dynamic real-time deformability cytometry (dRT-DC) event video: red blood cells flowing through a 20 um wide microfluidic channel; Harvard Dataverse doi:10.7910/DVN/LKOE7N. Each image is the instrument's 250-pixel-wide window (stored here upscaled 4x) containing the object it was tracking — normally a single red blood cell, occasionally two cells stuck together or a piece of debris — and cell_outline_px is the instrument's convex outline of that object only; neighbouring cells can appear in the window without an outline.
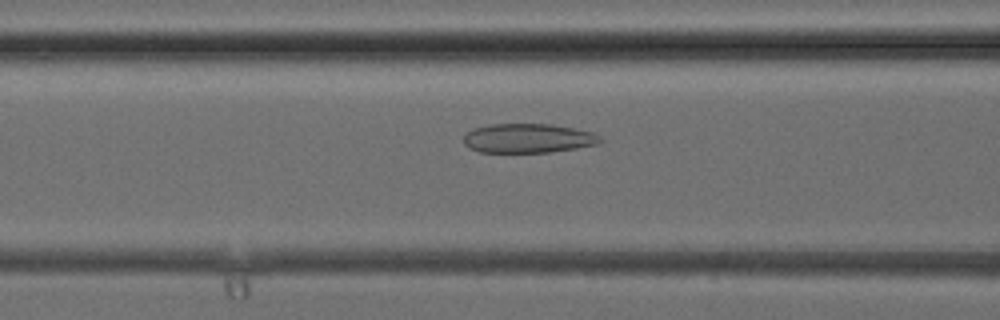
{"species": "common noctule bat (a hibernating species)", "species_latin": "Nyctalus noctula", "temperature_condition": "cold", "stored_images_in_passage": 38, "camera_frame_rate_fps": 3000, "um_per_image_px": 0.085, "animal": {"sex": "female", "body_mass_g": 24.6, "forearm_length_mm": 56.2}, "frame": {"image": 1, "passage_image": 15, "time_ms": 4.667, "image_size_px": [1000, 320], "cell_outline_px": [[604, 140], [600, 144], [576, 148], [548, 152], [480, 152], [468, 148], [464, 144], [464, 136], [468, 132], [476, 128], [492, 124], [552, 124], [592, 132], [600, 136]], "centroid_in_image_um": [44.92, 11.76], "position_along_channel_um": 121.7, "area_um2": 23.24}}
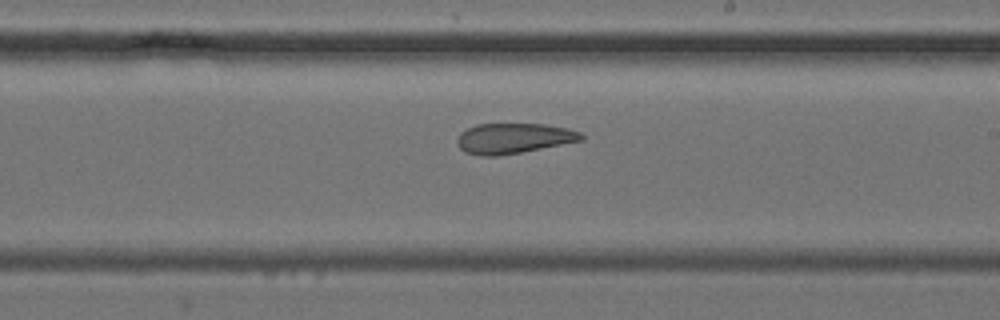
{"frame": {"image": 2, "passage_image": 22, "time_ms": 7.0, "image_size_px": [1000, 320], "cell_outline_px": [[584, 140], [520, 152], [496, 156], [480, 156], [464, 152], [460, 148], [456, 140], [460, 132], [476, 124], [544, 124], [568, 128], [580, 132], [584, 136]], "centroid_in_image_um": [43.64, 11.75], "position_along_channel_um": 245.4, "area_um2": 21.91}}
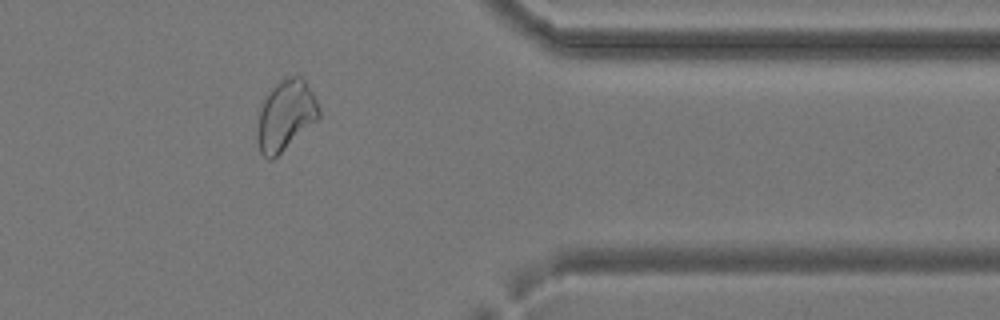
{"frame": {"image": 3, "passage_image": 31, "time_ms": 10.0, "image_size_px": [1000, 320], "cell_outline_px": [[320, 116], [316, 120], [272, 160], [268, 160], [260, 152], [256, 140], [256, 132], [260, 108], [268, 92], [280, 80], [288, 76], [300, 76], [308, 84], [320, 108]], "centroid_in_image_um": [24.25, 9.8], "position_along_channel_um": 387.2, "area_um2": 25.03}}